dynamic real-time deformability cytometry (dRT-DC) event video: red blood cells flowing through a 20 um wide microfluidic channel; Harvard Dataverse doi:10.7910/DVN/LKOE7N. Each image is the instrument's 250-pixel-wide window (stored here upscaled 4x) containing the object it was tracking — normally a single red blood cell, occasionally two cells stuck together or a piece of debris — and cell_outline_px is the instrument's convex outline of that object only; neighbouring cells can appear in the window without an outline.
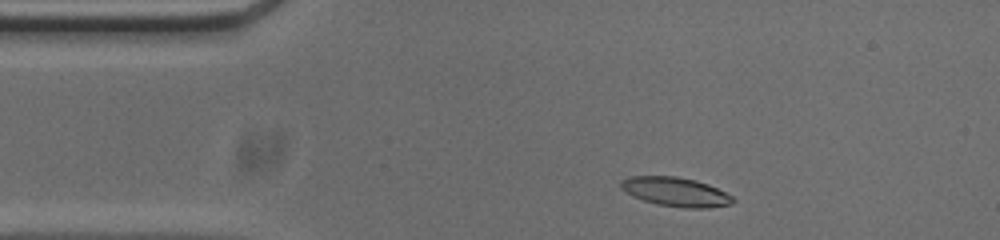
{"species": "common noctule bat (a hibernating species)", "species_latin": "Nyctalus noctula", "temperature_condition": "cold", "stored_images_in_passage": 48, "camera_frame_rate_fps": 3000, "um_per_image_px": 0.085, "animal": {"sex": "male", "body_mass_g": 20.0, "forearm_length_mm": 53.3}, "frame": {"image": 1, "passage_image": 4, "time_ms": 1.0, "image_size_px": [1000, 240], "cell_outline_px": [[736, 200], [732, 204], [708, 208], [688, 208], [656, 204], [632, 196], [620, 188], [620, 180], [632, 176], [676, 176], [696, 180], [708, 184], [732, 196]], "centroid_in_image_um": [57.42, 16.3], "position_along_channel_um": 27.6, "area_um2": 19.02}}
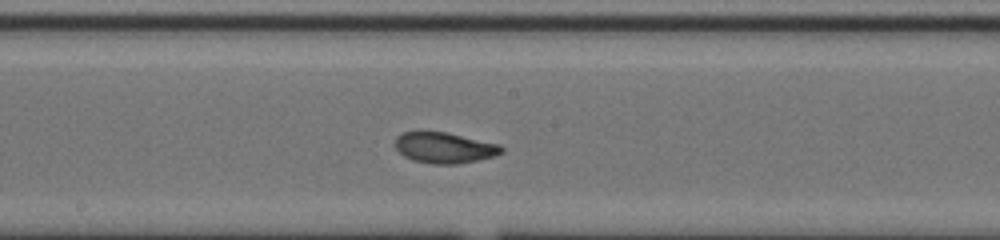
{"frame": {"image": 2, "passage_image": 22, "time_ms": 7.0, "image_size_px": [1000, 240], "cell_outline_px": [[504, 152], [496, 156], [456, 164], [432, 164], [412, 160], [404, 156], [396, 148], [396, 136], [404, 132], [448, 132], [500, 144], [504, 148]], "centroid_in_image_um": [37.82, 12.56], "position_along_channel_um": 210.4, "area_um2": 19.13}}
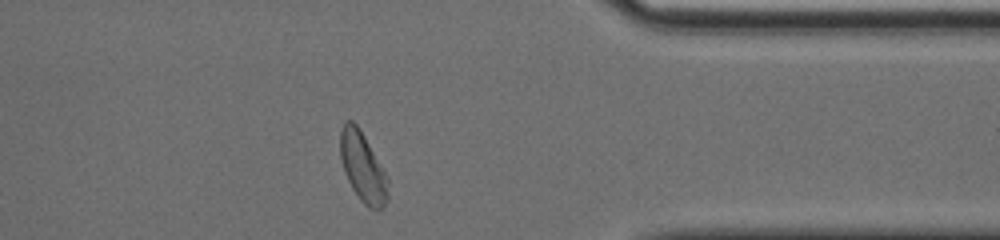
{"frame": {"image": 3, "passage_image": 37, "time_ms": 12.0, "image_size_px": [1000, 240], "cell_outline_px": [[388, 196], [384, 208], [368, 208], [360, 200], [352, 188], [344, 172], [340, 156], [340, 132], [344, 120], [352, 120], [356, 124], [364, 136], [384, 168], [388, 176]], "centroid_in_image_um": [30.84, 14.2], "position_along_channel_um": 380.6, "area_um2": 19.48}, "authors_computed_cell_mechanics": {"area_um2": 19.4208, "velocity_mm_per_s": 3.7624, "shape_relaxation_time_tau1_ms": 4.8218, "shape_relaxation_time_tau2_ms": 1.8446, "deformation_change_tau1": 0.1639, "deformation_change_tau2": 0.0731}}